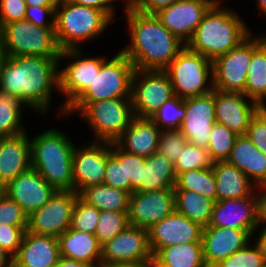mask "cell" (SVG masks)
Masks as SVG:
<instances>
[{"label":"cell","mask_w":266,"mask_h":267,"mask_svg":"<svg viewBox=\"0 0 266 267\" xmlns=\"http://www.w3.org/2000/svg\"><path fill=\"white\" fill-rule=\"evenodd\" d=\"M131 43L121 50L138 70H164L186 46L156 16L125 7Z\"/></svg>","instance_id":"6da1fadb"},{"label":"cell","mask_w":266,"mask_h":267,"mask_svg":"<svg viewBox=\"0 0 266 267\" xmlns=\"http://www.w3.org/2000/svg\"><path fill=\"white\" fill-rule=\"evenodd\" d=\"M58 61V57L8 56L0 75V89L46 114L53 88L60 87Z\"/></svg>","instance_id":"7a4b0ae2"},{"label":"cell","mask_w":266,"mask_h":267,"mask_svg":"<svg viewBox=\"0 0 266 267\" xmlns=\"http://www.w3.org/2000/svg\"><path fill=\"white\" fill-rule=\"evenodd\" d=\"M220 0L210 7L186 46L210 60L237 47L252 32L237 13L221 9Z\"/></svg>","instance_id":"3957f363"},{"label":"cell","mask_w":266,"mask_h":267,"mask_svg":"<svg viewBox=\"0 0 266 267\" xmlns=\"http://www.w3.org/2000/svg\"><path fill=\"white\" fill-rule=\"evenodd\" d=\"M56 129L31 139L32 168L56 191H74L72 160L74 144Z\"/></svg>","instance_id":"277c9868"},{"label":"cell","mask_w":266,"mask_h":267,"mask_svg":"<svg viewBox=\"0 0 266 267\" xmlns=\"http://www.w3.org/2000/svg\"><path fill=\"white\" fill-rule=\"evenodd\" d=\"M111 20L100 9L60 0L55 9L54 29L61 50L79 49L78 44L100 35Z\"/></svg>","instance_id":"5b68a950"},{"label":"cell","mask_w":266,"mask_h":267,"mask_svg":"<svg viewBox=\"0 0 266 267\" xmlns=\"http://www.w3.org/2000/svg\"><path fill=\"white\" fill-rule=\"evenodd\" d=\"M81 111L94 130L95 141L115 142L129 127L133 114L131 97L72 103L65 114Z\"/></svg>","instance_id":"8992f818"},{"label":"cell","mask_w":266,"mask_h":267,"mask_svg":"<svg viewBox=\"0 0 266 267\" xmlns=\"http://www.w3.org/2000/svg\"><path fill=\"white\" fill-rule=\"evenodd\" d=\"M173 86L174 96L181 98L204 96L213 89V63L209 58L185 46L164 69ZM211 78L206 87L207 78Z\"/></svg>","instance_id":"52a82bcc"},{"label":"cell","mask_w":266,"mask_h":267,"mask_svg":"<svg viewBox=\"0 0 266 267\" xmlns=\"http://www.w3.org/2000/svg\"><path fill=\"white\" fill-rule=\"evenodd\" d=\"M0 35L8 56H61L54 28H41L24 19L4 24Z\"/></svg>","instance_id":"ba28073f"},{"label":"cell","mask_w":266,"mask_h":267,"mask_svg":"<svg viewBox=\"0 0 266 267\" xmlns=\"http://www.w3.org/2000/svg\"><path fill=\"white\" fill-rule=\"evenodd\" d=\"M134 72L131 61L119 51L112 59L101 64L91 85L73 103L131 97Z\"/></svg>","instance_id":"9c48e42d"},{"label":"cell","mask_w":266,"mask_h":267,"mask_svg":"<svg viewBox=\"0 0 266 267\" xmlns=\"http://www.w3.org/2000/svg\"><path fill=\"white\" fill-rule=\"evenodd\" d=\"M173 97V86L164 70L135 69L131 89L135 117L150 118L163 103Z\"/></svg>","instance_id":"30bf717a"},{"label":"cell","mask_w":266,"mask_h":267,"mask_svg":"<svg viewBox=\"0 0 266 267\" xmlns=\"http://www.w3.org/2000/svg\"><path fill=\"white\" fill-rule=\"evenodd\" d=\"M251 59L252 35L250 34L237 47L212 61L214 89L245 94L247 70Z\"/></svg>","instance_id":"8fae6325"},{"label":"cell","mask_w":266,"mask_h":267,"mask_svg":"<svg viewBox=\"0 0 266 267\" xmlns=\"http://www.w3.org/2000/svg\"><path fill=\"white\" fill-rule=\"evenodd\" d=\"M75 191H56L50 200L27 218L26 231L58 238L71 227Z\"/></svg>","instance_id":"7c38bea8"},{"label":"cell","mask_w":266,"mask_h":267,"mask_svg":"<svg viewBox=\"0 0 266 267\" xmlns=\"http://www.w3.org/2000/svg\"><path fill=\"white\" fill-rule=\"evenodd\" d=\"M81 49L63 50L59 59L72 58L75 61L59 71L60 87L58 91L65 94L67 101L61 104V113L91 85L96 72L100 71L101 64L106 60L104 57H90L81 59Z\"/></svg>","instance_id":"4fadbf2b"},{"label":"cell","mask_w":266,"mask_h":267,"mask_svg":"<svg viewBox=\"0 0 266 267\" xmlns=\"http://www.w3.org/2000/svg\"><path fill=\"white\" fill-rule=\"evenodd\" d=\"M175 211L174 188L135 191L130 195L128 216L131 226L148 230Z\"/></svg>","instance_id":"5bb4252c"},{"label":"cell","mask_w":266,"mask_h":267,"mask_svg":"<svg viewBox=\"0 0 266 267\" xmlns=\"http://www.w3.org/2000/svg\"><path fill=\"white\" fill-rule=\"evenodd\" d=\"M214 202L208 226L247 230L251 235L260 224V195Z\"/></svg>","instance_id":"9a60e30c"},{"label":"cell","mask_w":266,"mask_h":267,"mask_svg":"<svg viewBox=\"0 0 266 267\" xmlns=\"http://www.w3.org/2000/svg\"><path fill=\"white\" fill-rule=\"evenodd\" d=\"M153 261L148 230L129 225L101 247V267L120 262Z\"/></svg>","instance_id":"2e32d148"},{"label":"cell","mask_w":266,"mask_h":267,"mask_svg":"<svg viewBox=\"0 0 266 267\" xmlns=\"http://www.w3.org/2000/svg\"><path fill=\"white\" fill-rule=\"evenodd\" d=\"M203 228L175 211L148 229L152 256L168 246L180 243H202Z\"/></svg>","instance_id":"e0dca14e"},{"label":"cell","mask_w":266,"mask_h":267,"mask_svg":"<svg viewBox=\"0 0 266 267\" xmlns=\"http://www.w3.org/2000/svg\"><path fill=\"white\" fill-rule=\"evenodd\" d=\"M185 117L179 131L191 144L206 148L213 124L216 122L214 89L204 96L184 98Z\"/></svg>","instance_id":"ac0fdd59"},{"label":"cell","mask_w":266,"mask_h":267,"mask_svg":"<svg viewBox=\"0 0 266 267\" xmlns=\"http://www.w3.org/2000/svg\"><path fill=\"white\" fill-rule=\"evenodd\" d=\"M216 0H178L161 9L156 16L182 42L192 38L203 16Z\"/></svg>","instance_id":"d6986e66"},{"label":"cell","mask_w":266,"mask_h":267,"mask_svg":"<svg viewBox=\"0 0 266 267\" xmlns=\"http://www.w3.org/2000/svg\"><path fill=\"white\" fill-rule=\"evenodd\" d=\"M92 143L81 149L75 147L73 151V185L74 191L78 194L89 186L104 184L107 142L94 141Z\"/></svg>","instance_id":"ffe728a7"},{"label":"cell","mask_w":266,"mask_h":267,"mask_svg":"<svg viewBox=\"0 0 266 267\" xmlns=\"http://www.w3.org/2000/svg\"><path fill=\"white\" fill-rule=\"evenodd\" d=\"M56 190L33 168L19 174L5 185V194L16 201L29 216L44 206Z\"/></svg>","instance_id":"44dd1931"},{"label":"cell","mask_w":266,"mask_h":267,"mask_svg":"<svg viewBox=\"0 0 266 267\" xmlns=\"http://www.w3.org/2000/svg\"><path fill=\"white\" fill-rule=\"evenodd\" d=\"M243 93L222 92L214 89L216 122L237 135H246L251 118L261 108L256 102L245 100Z\"/></svg>","instance_id":"7402d4cb"},{"label":"cell","mask_w":266,"mask_h":267,"mask_svg":"<svg viewBox=\"0 0 266 267\" xmlns=\"http://www.w3.org/2000/svg\"><path fill=\"white\" fill-rule=\"evenodd\" d=\"M253 236L244 229L206 226L203 228V257L207 267H213L237 250Z\"/></svg>","instance_id":"603a6c76"},{"label":"cell","mask_w":266,"mask_h":267,"mask_svg":"<svg viewBox=\"0 0 266 267\" xmlns=\"http://www.w3.org/2000/svg\"><path fill=\"white\" fill-rule=\"evenodd\" d=\"M59 258L58 238L25 231L13 267H54Z\"/></svg>","instance_id":"cb8c5ba5"},{"label":"cell","mask_w":266,"mask_h":267,"mask_svg":"<svg viewBox=\"0 0 266 267\" xmlns=\"http://www.w3.org/2000/svg\"><path fill=\"white\" fill-rule=\"evenodd\" d=\"M31 168V140L26 132L0 138V181L4 185Z\"/></svg>","instance_id":"d4e9b609"},{"label":"cell","mask_w":266,"mask_h":267,"mask_svg":"<svg viewBox=\"0 0 266 267\" xmlns=\"http://www.w3.org/2000/svg\"><path fill=\"white\" fill-rule=\"evenodd\" d=\"M226 161L245 173L259 190L266 189V154L256 148L247 135L237 136Z\"/></svg>","instance_id":"484cf974"},{"label":"cell","mask_w":266,"mask_h":267,"mask_svg":"<svg viewBox=\"0 0 266 267\" xmlns=\"http://www.w3.org/2000/svg\"><path fill=\"white\" fill-rule=\"evenodd\" d=\"M160 132L150 118L134 117L115 143L128 153L149 157L157 152Z\"/></svg>","instance_id":"4316f807"},{"label":"cell","mask_w":266,"mask_h":267,"mask_svg":"<svg viewBox=\"0 0 266 267\" xmlns=\"http://www.w3.org/2000/svg\"><path fill=\"white\" fill-rule=\"evenodd\" d=\"M60 257L101 267V246L95 235L67 229L58 237Z\"/></svg>","instance_id":"83f0119b"},{"label":"cell","mask_w":266,"mask_h":267,"mask_svg":"<svg viewBox=\"0 0 266 267\" xmlns=\"http://www.w3.org/2000/svg\"><path fill=\"white\" fill-rule=\"evenodd\" d=\"M212 169L216 178V201L249 197L257 188L245 173L227 161L213 162Z\"/></svg>","instance_id":"f1b7e54d"},{"label":"cell","mask_w":266,"mask_h":267,"mask_svg":"<svg viewBox=\"0 0 266 267\" xmlns=\"http://www.w3.org/2000/svg\"><path fill=\"white\" fill-rule=\"evenodd\" d=\"M245 95L266 107V36L252 38V59L247 70Z\"/></svg>","instance_id":"f546056e"},{"label":"cell","mask_w":266,"mask_h":267,"mask_svg":"<svg viewBox=\"0 0 266 267\" xmlns=\"http://www.w3.org/2000/svg\"><path fill=\"white\" fill-rule=\"evenodd\" d=\"M176 180L174 164L156 152L149 157H144L142 182L135 191L147 192L174 188Z\"/></svg>","instance_id":"4dcf8cb0"},{"label":"cell","mask_w":266,"mask_h":267,"mask_svg":"<svg viewBox=\"0 0 266 267\" xmlns=\"http://www.w3.org/2000/svg\"><path fill=\"white\" fill-rule=\"evenodd\" d=\"M155 267H207L202 243H180L160 249L153 256Z\"/></svg>","instance_id":"1f68e13d"},{"label":"cell","mask_w":266,"mask_h":267,"mask_svg":"<svg viewBox=\"0 0 266 267\" xmlns=\"http://www.w3.org/2000/svg\"><path fill=\"white\" fill-rule=\"evenodd\" d=\"M78 195L99 211L128 212L131 194L106 184H98L83 189Z\"/></svg>","instance_id":"d6a6232c"},{"label":"cell","mask_w":266,"mask_h":267,"mask_svg":"<svg viewBox=\"0 0 266 267\" xmlns=\"http://www.w3.org/2000/svg\"><path fill=\"white\" fill-rule=\"evenodd\" d=\"M175 210L202 227L208 226L214 201L195 191L174 190Z\"/></svg>","instance_id":"836d02e7"},{"label":"cell","mask_w":266,"mask_h":267,"mask_svg":"<svg viewBox=\"0 0 266 267\" xmlns=\"http://www.w3.org/2000/svg\"><path fill=\"white\" fill-rule=\"evenodd\" d=\"M174 190L195 191L216 202V178L212 167L179 174Z\"/></svg>","instance_id":"e575fe53"},{"label":"cell","mask_w":266,"mask_h":267,"mask_svg":"<svg viewBox=\"0 0 266 267\" xmlns=\"http://www.w3.org/2000/svg\"><path fill=\"white\" fill-rule=\"evenodd\" d=\"M22 104L14 94L0 89V138L25 132L20 125Z\"/></svg>","instance_id":"d590c367"},{"label":"cell","mask_w":266,"mask_h":267,"mask_svg":"<svg viewBox=\"0 0 266 267\" xmlns=\"http://www.w3.org/2000/svg\"><path fill=\"white\" fill-rule=\"evenodd\" d=\"M113 147L115 148L113 149ZM104 184L122 189L130 194L135 192L131 187V182L126 181L125 151L115 142H107V165Z\"/></svg>","instance_id":"8d00e7d4"},{"label":"cell","mask_w":266,"mask_h":267,"mask_svg":"<svg viewBox=\"0 0 266 267\" xmlns=\"http://www.w3.org/2000/svg\"><path fill=\"white\" fill-rule=\"evenodd\" d=\"M237 134L225 125L215 122L212 126L207 150L213 162L226 161L235 144Z\"/></svg>","instance_id":"74e56055"},{"label":"cell","mask_w":266,"mask_h":267,"mask_svg":"<svg viewBox=\"0 0 266 267\" xmlns=\"http://www.w3.org/2000/svg\"><path fill=\"white\" fill-rule=\"evenodd\" d=\"M130 225L128 212L100 211L95 237L102 247Z\"/></svg>","instance_id":"f35d334b"},{"label":"cell","mask_w":266,"mask_h":267,"mask_svg":"<svg viewBox=\"0 0 266 267\" xmlns=\"http://www.w3.org/2000/svg\"><path fill=\"white\" fill-rule=\"evenodd\" d=\"M186 113L184 98L174 96L166 101L150 117V119L161 129H179Z\"/></svg>","instance_id":"ab89813d"},{"label":"cell","mask_w":266,"mask_h":267,"mask_svg":"<svg viewBox=\"0 0 266 267\" xmlns=\"http://www.w3.org/2000/svg\"><path fill=\"white\" fill-rule=\"evenodd\" d=\"M212 165L213 161L206 148L188 142L174 163V169L178 176L185 171L210 168Z\"/></svg>","instance_id":"60d3db41"},{"label":"cell","mask_w":266,"mask_h":267,"mask_svg":"<svg viewBox=\"0 0 266 267\" xmlns=\"http://www.w3.org/2000/svg\"><path fill=\"white\" fill-rule=\"evenodd\" d=\"M100 211L87 204L79 196L72 210L71 229L94 235L96 232Z\"/></svg>","instance_id":"b9f144b4"},{"label":"cell","mask_w":266,"mask_h":267,"mask_svg":"<svg viewBox=\"0 0 266 267\" xmlns=\"http://www.w3.org/2000/svg\"><path fill=\"white\" fill-rule=\"evenodd\" d=\"M255 244V245H254ZM253 247L247 243L225 260L213 267H266V261L257 243Z\"/></svg>","instance_id":"7bdbcfd3"},{"label":"cell","mask_w":266,"mask_h":267,"mask_svg":"<svg viewBox=\"0 0 266 267\" xmlns=\"http://www.w3.org/2000/svg\"><path fill=\"white\" fill-rule=\"evenodd\" d=\"M187 143L186 137L179 129L161 130L157 152L174 164Z\"/></svg>","instance_id":"ee69618b"},{"label":"cell","mask_w":266,"mask_h":267,"mask_svg":"<svg viewBox=\"0 0 266 267\" xmlns=\"http://www.w3.org/2000/svg\"><path fill=\"white\" fill-rule=\"evenodd\" d=\"M28 216L21 206L6 194L0 197V227L5 225L27 226Z\"/></svg>","instance_id":"f6af8a7d"},{"label":"cell","mask_w":266,"mask_h":267,"mask_svg":"<svg viewBox=\"0 0 266 267\" xmlns=\"http://www.w3.org/2000/svg\"><path fill=\"white\" fill-rule=\"evenodd\" d=\"M246 135L256 148L266 154V107H261L251 118Z\"/></svg>","instance_id":"bcb514c9"},{"label":"cell","mask_w":266,"mask_h":267,"mask_svg":"<svg viewBox=\"0 0 266 267\" xmlns=\"http://www.w3.org/2000/svg\"><path fill=\"white\" fill-rule=\"evenodd\" d=\"M27 226L5 225L0 227V247L13 258L21 246Z\"/></svg>","instance_id":"7dc6e473"},{"label":"cell","mask_w":266,"mask_h":267,"mask_svg":"<svg viewBox=\"0 0 266 267\" xmlns=\"http://www.w3.org/2000/svg\"><path fill=\"white\" fill-rule=\"evenodd\" d=\"M26 8L25 0H0V28L4 24L24 20Z\"/></svg>","instance_id":"c3c4849f"},{"label":"cell","mask_w":266,"mask_h":267,"mask_svg":"<svg viewBox=\"0 0 266 267\" xmlns=\"http://www.w3.org/2000/svg\"><path fill=\"white\" fill-rule=\"evenodd\" d=\"M144 157L125 151L126 181L131 182V187L136 190L142 182Z\"/></svg>","instance_id":"681fc988"},{"label":"cell","mask_w":266,"mask_h":267,"mask_svg":"<svg viewBox=\"0 0 266 267\" xmlns=\"http://www.w3.org/2000/svg\"><path fill=\"white\" fill-rule=\"evenodd\" d=\"M57 6H29L26 8L25 19L41 28H54V16ZM52 16V20L46 21L44 16Z\"/></svg>","instance_id":"f907efd6"},{"label":"cell","mask_w":266,"mask_h":267,"mask_svg":"<svg viewBox=\"0 0 266 267\" xmlns=\"http://www.w3.org/2000/svg\"><path fill=\"white\" fill-rule=\"evenodd\" d=\"M178 0H130L129 3L139 12L156 14Z\"/></svg>","instance_id":"816d5d0a"},{"label":"cell","mask_w":266,"mask_h":267,"mask_svg":"<svg viewBox=\"0 0 266 267\" xmlns=\"http://www.w3.org/2000/svg\"><path fill=\"white\" fill-rule=\"evenodd\" d=\"M75 4L83 5L86 7H92L104 11L111 19L114 17V6L112 7V2L116 0H69ZM128 1L125 0V4Z\"/></svg>","instance_id":"f5cc1de1"},{"label":"cell","mask_w":266,"mask_h":267,"mask_svg":"<svg viewBox=\"0 0 266 267\" xmlns=\"http://www.w3.org/2000/svg\"><path fill=\"white\" fill-rule=\"evenodd\" d=\"M54 267H92V266L77 260L60 257Z\"/></svg>","instance_id":"db71d44e"},{"label":"cell","mask_w":266,"mask_h":267,"mask_svg":"<svg viewBox=\"0 0 266 267\" xmlns=\"http://www.w3.org/2000/svg\"><path fill=\"white\" fill-rule=\"evenodd\" d=\"M104 267H155L153 261L148 262H120L105 265Z\"/></svg>","instance_id":"11a10c76"},{"label":"cell","mask_w":266,"mask_h":267,"mask_svg":"<svg viewBox=\"0 0 266 267\" xmlns=\"http://www.w3.org/2000/svg\"><path fill=\"white\" fill-rule=\"evenodd\" d=\"M256 239V243L259 246L261 253L263 254L266 261V228H263Z\"/></svg>","instance_id":"9f6ffc18"},{"label":"cell","mask_w":266,"mask_h":267,"mask_svg":"<svg viewBox=\"0 0 266 267\" xmlns=\"http://www.w3.org/2000/svg\"><path fill=\"white\" fill-rule=\"evenodd\" d=\"M60 0H25L29 6H57Z\"/></svg>","instance_id":"6f0895ef"},{"label":"cell","mask_w":266,"mask_h":267,"mask_svg":"<svg viewBox=\"0 0 266 267\" xmlns=\"http://www.w3.org/2000/svg\"><path fill=\"white\" fill-rule=\"evenodd\" d=\"M261 193V204H260V224L261 223H265V227L263 226V228H266V192L262 190H260Z\"/></svg>","instance_id":"680465c9"},{"label":"cell","mask_w":266,"mask_h":267,"mask_svg":"<svg viewBox=\"0 0 266 267\" xmlns=\"http://www.w3.org/2000/svg\"><path fill=\"white\" fill-rule=\"evenodd\" d=\"M10 256V260H8ZM0 267H13V258L11 255L0 247Z\"/></svg>","instance_id":"91938a15"},{"label":"cell","mask_w":266,"mask_h":267,"mask_svg":"<svg viewBox=\"0 0 266 267\" xmlns=\"http://www.w3.org/2000/svg\"><path fill=\"white\" fill-rule=\"evenodd\" d=\"M8 59V54L5 50L1 35H0V75L3 71L4 64L6 60Z\"/></svg>","instance_id":"94428289"},{"label":"cell","mask_w":266,"mask_h":267,"mask_svg":"<svg viewBox=\"0 0 266 267\" xmlns=\"http://www.w3.org/2000/svg\"><path fill=\"white\" fill-rule=\"evenodd\" d=\"M258 6L261 9V11L263 12V14L266 15V0H258Z\"/></svg>","instance_id":"6125c7cd"},{"label":"cell","mask_w":266,"mask_h":267,"mask_svg":"<svg viewBox=\"0 0 266 267\" xmlns=\"http://www.w3.org/2000/svg\"><path fill=\"white\" fill-rule=\"evenodd\" d=\"M5 194V185L0 181V197Z\"/></svg>","instance_id":"be15d7a7"}]
</instances>
